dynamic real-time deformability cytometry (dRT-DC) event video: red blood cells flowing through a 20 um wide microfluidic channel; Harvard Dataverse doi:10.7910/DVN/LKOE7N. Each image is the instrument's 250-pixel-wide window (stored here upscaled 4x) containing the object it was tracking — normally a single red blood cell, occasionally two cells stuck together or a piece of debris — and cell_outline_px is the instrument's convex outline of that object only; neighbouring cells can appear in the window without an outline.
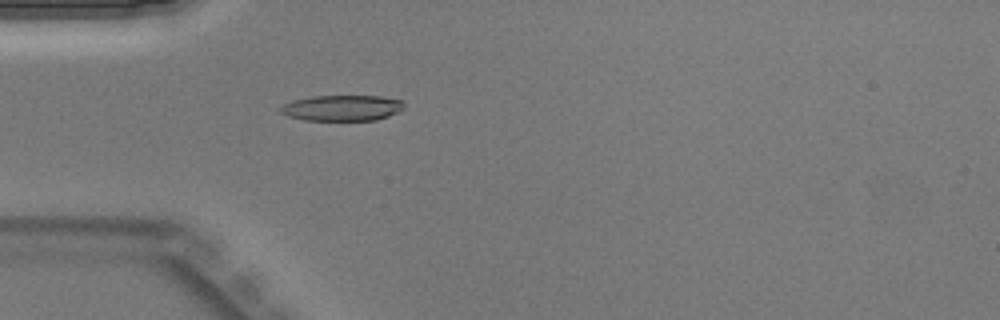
{"species": "Egyptian fruit bat (a non-hibernating species)", "species_latin": "Rousettus aegyptiacus", "temperature_condition": "warm", "stored_images_in_passage": 38, "camera_frame_rate_fps": 3000, "um_per_image_px": 0.085, "animal": {"sex": "male"}, "frame": {"image": 1, "passage_image": 7, "time_ms": 2.0, "image_size_px": [1000, 320], "cell_outline_px": [[404, 108], [388, 116], [376, 120], [304, 120], [288, 116], [280, 112], [280, 108], [284, 104], [292, 100], [312, 96], [380, 96], [404, 100]], "centroid_in_image_um": [29.08, 9.17], "position_along_channel_um": 55.9, "area_um2": 18.55}}
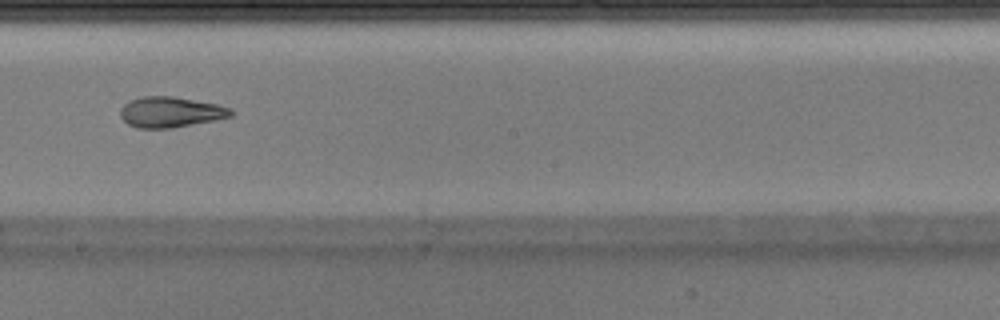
{"frame": {"image": 2, "passage_image": 19, "time_ms": 6.0, "image_size_px": [1000, 320], "cell_outline_px": [[232, 116], [172, 128], [136, 128], [128, 124], [120, 116], [120, 108], [128, 100], [144, 96], [172, 96], [216, 104], [232, 108]], "centroid_in_image_um": [14.45, 9.52], "position_along_channel_um": 233.8, "area_um2": 19.59}}
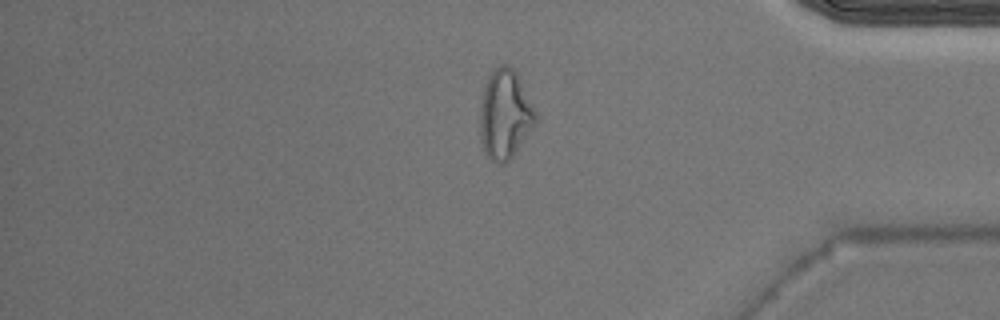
{"frame": {"image": 3, "passage_image": 31, "time_ms": 10.0, "image_size_px": [1000, 320], "cell_outline_px": [[536, 120], [512, 156], [504, 164], [496, 164], [484, 152], [480, 140], [480, 104], [484, 84], [492, 68], [500, 64], [508, 64], [516, 72], [536, 112]], "centroid_in_image_um": [42.87, 9.69], "position_along_channel_um": 392.3, "area_um2": 28.73}}